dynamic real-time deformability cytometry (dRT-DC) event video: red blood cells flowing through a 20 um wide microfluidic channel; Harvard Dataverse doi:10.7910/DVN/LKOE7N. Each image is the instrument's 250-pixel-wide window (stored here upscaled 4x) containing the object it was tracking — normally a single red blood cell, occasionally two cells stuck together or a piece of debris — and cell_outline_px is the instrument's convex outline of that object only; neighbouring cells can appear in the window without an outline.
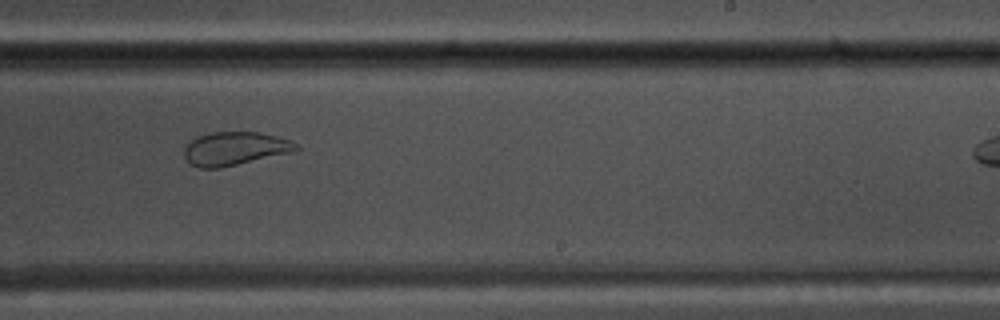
{"species": "common noctule bat (a hibernating species)", "species_latin": "Nyctalus noctula", "temperature_condition": "warm", "stored_images_in_passage": 39, "camera_frame_rate_fps": 3000, "um_per_image_px": 0.085, "animal": {"sex": "male", "body_mass_g": 17.5, "forearm_length_mm": 52.3}, "frame": {"image": 1, "passage_image": 28, "time_ms": 9.0, "image_size_px": [1000, 320], "cell_outline_px": [[300, 148], [292, 152], [220, 168], [200, 168], [192, 164], [184, 156], [184, 148], [192, 140], [208, 132], [260, 132], [292, 140]], "centroid_in_image_um": [19.98, 12.62], "position_along_channel_um": 269.0, "area_um2": 21.62}}